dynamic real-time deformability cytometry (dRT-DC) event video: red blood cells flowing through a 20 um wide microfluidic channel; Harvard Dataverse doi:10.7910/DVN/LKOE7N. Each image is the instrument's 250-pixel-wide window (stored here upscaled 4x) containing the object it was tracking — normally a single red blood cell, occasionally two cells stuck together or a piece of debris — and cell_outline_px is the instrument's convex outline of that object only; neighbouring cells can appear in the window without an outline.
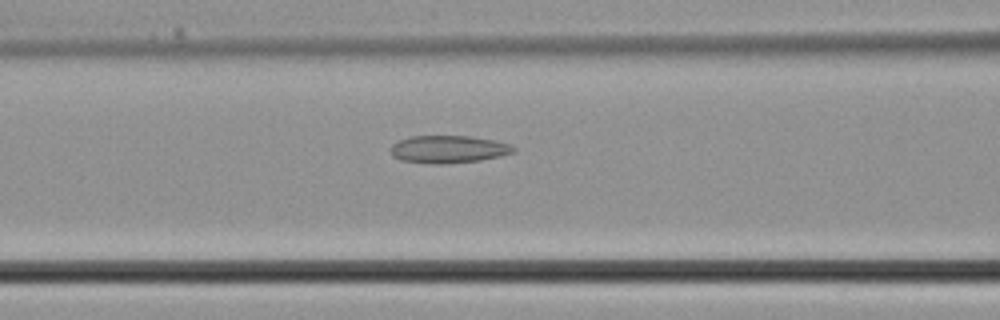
{"species": "common noctule bat (a hibernating species)", "species_latin": "Nyctalus noctula", "temperature_condition": "cold", "stored_images_in_passage": 37, "camera_frame_rate_fps": 3000, "um_per_image_px": 0.085, "animal": {"sex": "male", "body_mass_g": 21.5, "forearm_length_mm": 52.0}, "frame": {"image": 1, "passage_image": 15, "time_ms": 4.667, "image_size_px": [1000, 320], "cell_outline_px": [[516, 152], [500, 156], [480, 160], [444, 164], [432, 164], [400, 160], [392, 156], [388, 148], [392, 144], [400, 140], [412, 136], [472, 136], [496, 140], [512, 144], [516, 148]], "centroid_in_image_um": [38.13, 12.68], "position_along_channel_um": 128.5, "area_um2": 20.06}}
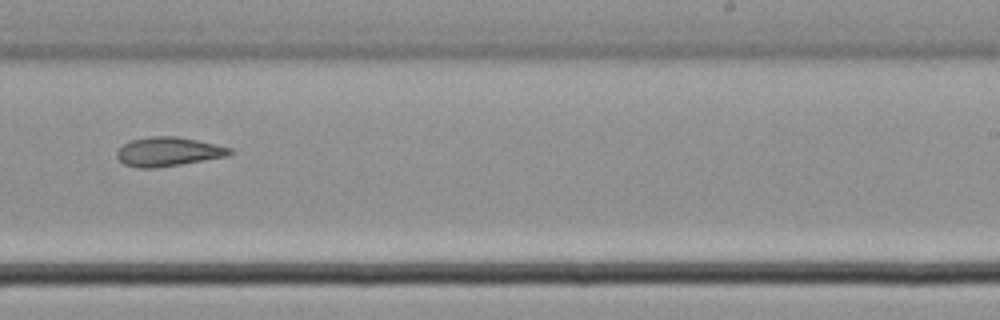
{"frame": {"image": 2, "passage_image": 23, "time_ms": 7.333, "image_size_px": [1000, 320], "cell_outline_px": [[232, 152], [228, 156], [156, 168], [140, 168], [124, 164], [116, 156], [116, 152], [124, 144], [132, 140], [148, 136], [176, 136], [216, 144], [232, 148]], "centroid_in_image_um": [14.3, 12.89], "position_along_channel_um": 274.7, "area_um2": 19.02}}
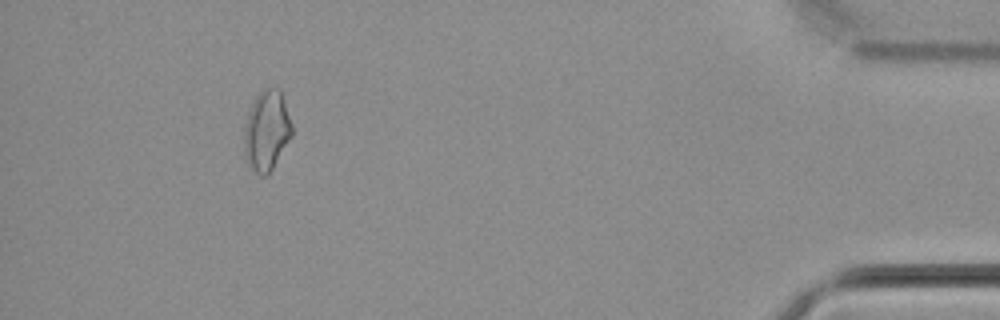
{"frame": {"image": 3, "passage_image": 34, "time_ms": 11.0, "image_size_px": [1000, 320], "cell_outline_px": [[292, 136], [268, 176], [260, 176], [248, 164], [244, 156], [244, 124], [248, 108], [256, 96], [264, 88], [280, 88], [292, 124]], "centroid_in_image_um": [22.65, 11.1], "position_along_channel_um": 412.5, "area_um2": 22.66}}